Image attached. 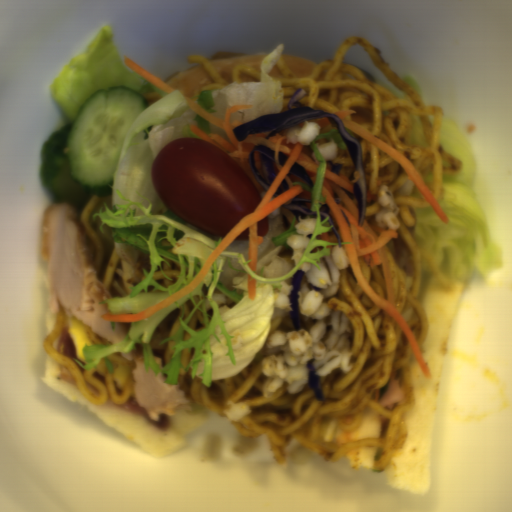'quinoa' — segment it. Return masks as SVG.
Here are the masks:
<instances>
[{"mask_svg":"<svg viewBox=\"0 0 512 512\" xmlns=\"http://www.w3.org/2000/svg\"><path fill=\"white\" fill-rule=\"evenodd\" d=\"M298 311L315 323L307 329L300 324L289 331L277 329L265 343L267 356L261 359L264 381V397H273L284 383L292 394L298 393L310 382L309 360H316L331 350H343L348 337L344 334L349 318L342 312L330 309L329 301L323 302V293L310 290L308 283L301 281L296 293Z\"/></svg>","mask_w":512,"mask_h":512,"instance_id":"obj_1","label":"quinoa"},{"mask_svg":"<svg viewBox=\"0 0 512 512\" xmlns=\"http://www.w3.org/2000/svg\"><path fill=\"white\" fill-rule=\"evenodd\" d=\"M377 198L384 208L376 214V222L380 227L396 231L401 227L397 217L399 206L394 201L392 191L386 184L381 183Z\"/></svg>","mask_w":512,"mask_h":512,"instance_id":"obj_2","label":"quinoa"},{"mask_svg":"<svg viewBox=\"0 0 512 512\" xmlns=\"http://www.w3.org/2000/svg\"><path fill=\"white\" fill-rule=\"evenodd\" d=\"M317 224V218H311L306 215L302 218L301 214L298 215V222L294 223L293 227L296 234H291L286 242L292 249H304L308 247L311 238L308 235L314 233L315 226Z\"/></svg>","mask_w":512,"mask_h":512,"instance_id":"obj_3","label":"quinoa"},{"mask_svg":"<svg viewBox=\"0 0 512 512\" xmlns=\"http://www.w3.org/2000/svg\"><path fill=\"white\" fill-rule=\"evenodd\" d=\"M321 127L319 123L309 120L304 121L303 127L292 126L284 129L286 142L303 146H310L314 139L320 134Z\"/></svg>","mask_w":512,"mask_h":512,"instance_id":"obj_4","label":"quinoa"},{"mask_svg":"<svg viewBox=\"0 0 512 512\" xmlns=\"http://www.w3.org/2000/svg\"><path fill=\"white\" fill-rule=\"evenodd\" d=\"M321 270L315 267L313 264L310 270L304 271L303 275L306 276L309 284L313 285L316 288L326 289L329 287L333 281L329 274L326 263L322 260L317 263Z\"/></svg>","mask_w":512,"mask_h":512,"instance_id":"obj_5","label":"quinoa"},{"mask_svg":"<svg viewBox=\"0 0 512 512\" xmlns=\"http://www.w3.org/2000/svg\"><path fill=\"white\" fill-rule=\"evenodd\" d=\"M282 287L281 291L273 290V296H274V306L276 308H279L283 312H291V304L289 300L288 294L292 292L294 286L293 284H288L285 281H281Z\"/></svg>","mask_w":512,"mask_h":512,"instance_id":"obj_6","label":"quinoa"},{"mask_svg":"<svg viewBox=\"0 0 512 512\" xmlns=\"http://www.w3.org/2000/svg\"><path fill=\"white\" fill-rule=\"evenodd\" d=\"M331 255L337 269L343 270L345 268L350 267L351 262L349 260V257L346 253L344 246H332Z\"/></svg>","mask_w":512,"mask_h":512,"instance_id":"obj_7","label":"quinoa"},{"mask_svg":"<svg viewBox=\"0 0 512 512\" xmlns=\"http://www.w3.org/2000/svg\"><path fill=\"white\" fill-rule=\"evenodd\" d=\"M319 152L321 156L326 160H335L338 153L339 148L335 142V140L331 137L328 142L325 143H317Z\"/></svg>","mask_w":512,"mask_h":512,"instance_id":"obj_8","label":"quinoa"},{"mask_svg":"<svg viewBox=\"0 0 512 512\" xmlns=\"http://www.w3.org/2000/svg\"><path fill=\"white\" fill-rule=\"evenodd\" d=\"M312 264L311 263H308V262H303V264L301 265L299 271H311V268H312Z\"/></svg>","mask_w":512,"mask_h":512,"instance_id":"obj_9","label":"quinoa"}]
</instances>
